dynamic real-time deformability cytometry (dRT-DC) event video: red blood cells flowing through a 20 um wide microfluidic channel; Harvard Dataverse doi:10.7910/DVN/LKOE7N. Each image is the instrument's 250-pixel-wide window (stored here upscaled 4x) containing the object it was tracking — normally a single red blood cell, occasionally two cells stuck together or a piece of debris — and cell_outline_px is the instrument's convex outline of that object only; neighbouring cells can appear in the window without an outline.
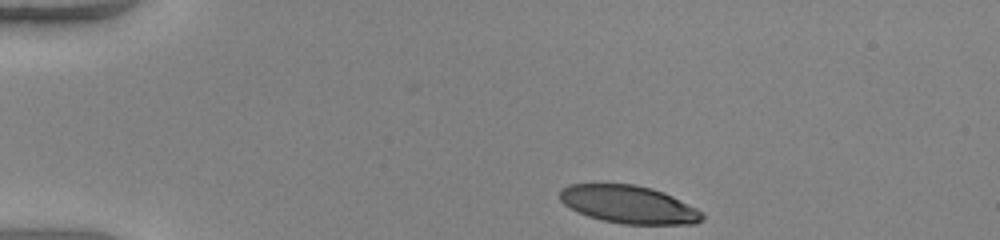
{"species": "human", "species_latin": "Homo sapiens", "temperature_condition": "warm", "stored_images_in_passage": 36, "camera_frame_rate_fps": 3000, "um_per_image_px": 0.085, "donor": {"sex": "female"}, "frame": {"image": 1, "passage_image": 1, "time_ms": 0.0, "image_size_px": [1000, 240], "cell_outline_px": [[704, 220], [696, 224], [624, 224], [600, 220], [576, 212], [564, 204], [560, 200], [560, 192], [568, 184], [632, 184], [652, 188], [664, 192], [704, 212]], "centroid_in_image_um": [53.46, 17.39], "position_along_channel_um": 31.5, "area_um2": 31.5}}
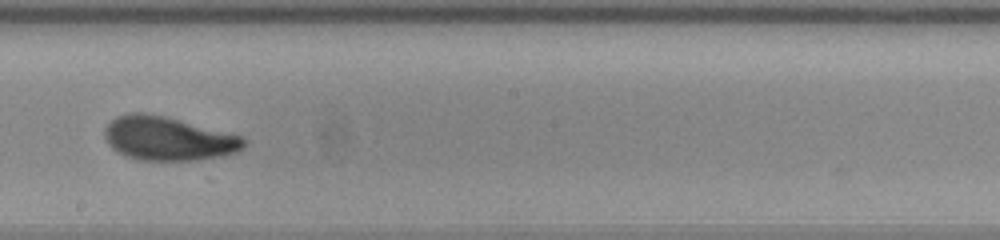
{"frame": {"image": 2, "passage_image": 21, "time_ms": 6.667, "image_size_px": [1000, 240], "cell_outline_px": [[248, 140], [244, 148], [236, 152], [220, 156], [196, 160], [136, 160], [112, 148], [108, 144], [104, 136], [104, 128], [116, 116], [128, 112], [144, 112], [164, 116], [244, 136]], "centroid_in_image_um": [14.3, 11.77], "position_along_channel_um": 233.9, "area_um2": 35.66}}
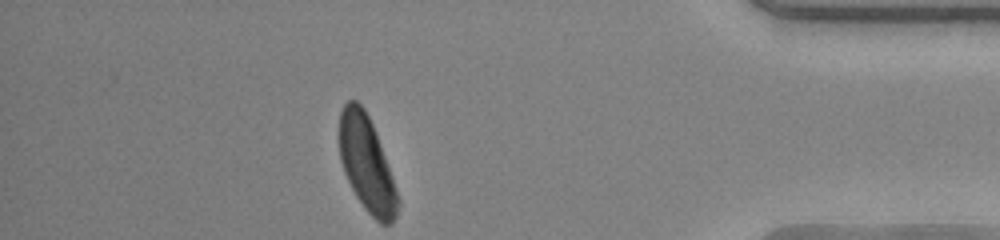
{"frame": {"image": 3, "passage_image": 36, "time_ms": 11.667, "image_size_px": [1000, 240], "cell_outline_px": [[400, 204], [396, 216], [392, 224], [380, 224], [364, 208], [356, 196], [344, 172], [340, 160], [340, 112], [344, 104], [348, 100], [356, 100], [364, 108], [376, 132], [400, 200]], "centroid_in_image_um": [31.18, 13.96], "position_along_channel_um": 404.0, "area_um2": 32.19}, "authors_computed_cell_mechanics": {"area_um2": 34.4199, "velocity_mm_per_s": 4.1072, "shape_relaxation_time_tau1_ms": 3.5276, "shape_relaxation_time_tau2_ms": 1.5671, "deformation_change_tau1": 0.1641, "deformation_change_tau2": 0.0807}}